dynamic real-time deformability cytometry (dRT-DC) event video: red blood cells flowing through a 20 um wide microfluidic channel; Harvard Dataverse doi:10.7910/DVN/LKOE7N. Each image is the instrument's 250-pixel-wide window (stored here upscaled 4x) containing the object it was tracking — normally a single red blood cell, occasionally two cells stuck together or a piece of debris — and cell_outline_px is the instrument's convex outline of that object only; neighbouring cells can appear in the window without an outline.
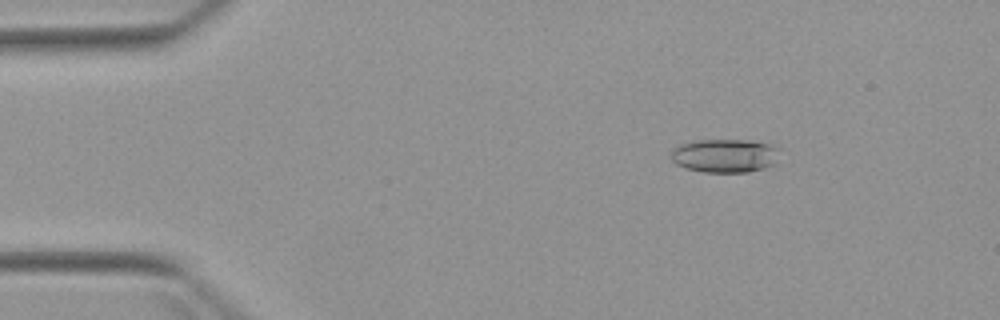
{"species": "Egyptian fruit bat (a non-hibernating species)", "species_latin": "Rousettus aegyptiacus", "temperature_condition": "warm", "stored_images_in_passage": 4, "camera_frame_rate_fps": 3000, "um_per_image_px": 0.085, "animal": {"sex": "female"}, "frame": {"image": 1, "passage_image": 2, "time_ms": 1.0, "image_size_px": [1000, 320], "cell_outline_px": [[780, 148], [776, 164], [764, 168], [748, 172], [704, 172], [684, 168], [676, 164], [672, 160], [672, 152], [680, 144], [696, 140], [748, 140], [772, 144]], "centroid_in_image_um": [61.66, 13.23], "position_along_channel_um": 23.3, "area_um2": 21.44}}